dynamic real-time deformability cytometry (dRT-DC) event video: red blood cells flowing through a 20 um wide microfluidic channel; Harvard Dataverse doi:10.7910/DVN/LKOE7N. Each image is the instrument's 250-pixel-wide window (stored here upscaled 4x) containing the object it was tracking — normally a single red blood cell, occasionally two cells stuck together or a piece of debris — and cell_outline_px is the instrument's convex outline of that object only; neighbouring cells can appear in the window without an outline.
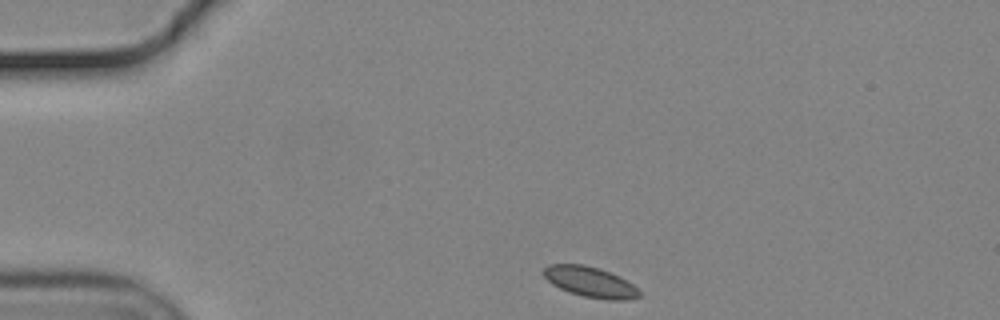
{"species": "common noctule bat (a hibernating species)", "species_latin": "Nyctalus noctula", "temperature_condition": "cold", "stored_images_in_passage": 38, "camera_frame_rate_fps": 3000, "um_per_image_px": 0.085, "animal": {"sex": "male", "body_mass_g": 19.2, "forearm_length_mm": 51.8}, "frame": {"image": 1, "passage_image": 1, "time_ms": 0.0, "image_size_px": [1000, 320], "cell_outline_px": [[640, 296], [628, 300], [608, 300], [584, 296], [568, 292], [552, 284], [544, 276], [544, 268], [548, 264], [584, 264], [600, 268], [620, 276], [628, 280], [640, 292]], "centroid_in_image_um": [50.19, 23.96], "position_along_channel_um": 34.8, "area_um2": 17.05}}
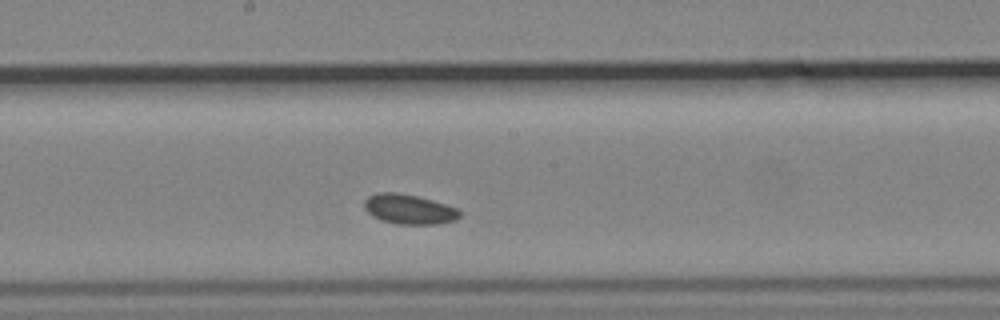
{"frame": {"image": 2, "passage_image": 20, "time_ms": 6.333, "image_size_px": [1000, 320], "cell_outline_px": [[460, 216], [456, 220], [436, 224], [396, 224], [380, 220], [372, 216], [364, 208], [364, 200], [368, 196], [376, 192], [396, 192], [416, 196], [432, 200], [456, 208], [460, 212]], "centroid_in_image_um": [34.72, 17.78], "position_along_channel_um": 213.5, "area_um2": 16.59}}
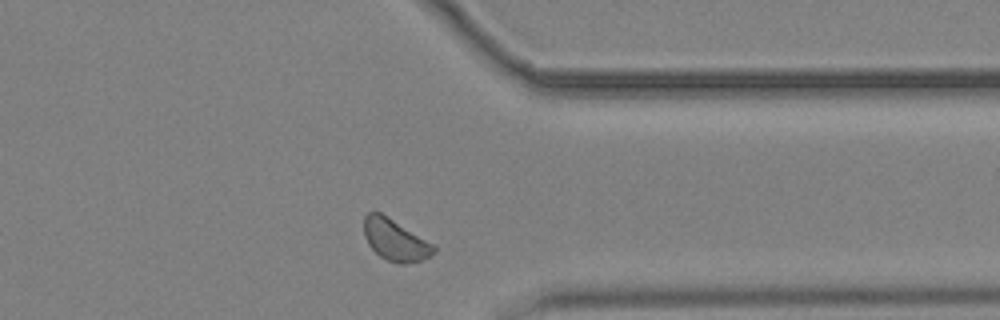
{"frame": {"image": 3, "passage_image": 34, "time_ms": 11.0, "image_size_px": [1000, 320], "cell_outline_px": [[436, 252], [420, 260], [404, 264], [400, 264], [388, 260], [380, 256], [368, 244], [364, 236], [364, 216], [368, 212], [380, 212], [432, 244], [436, 248]], "centroid_in_image_um": [33.55, 20.4], "position_along_channel_um": 377.8, "area_um2": 16.42}}